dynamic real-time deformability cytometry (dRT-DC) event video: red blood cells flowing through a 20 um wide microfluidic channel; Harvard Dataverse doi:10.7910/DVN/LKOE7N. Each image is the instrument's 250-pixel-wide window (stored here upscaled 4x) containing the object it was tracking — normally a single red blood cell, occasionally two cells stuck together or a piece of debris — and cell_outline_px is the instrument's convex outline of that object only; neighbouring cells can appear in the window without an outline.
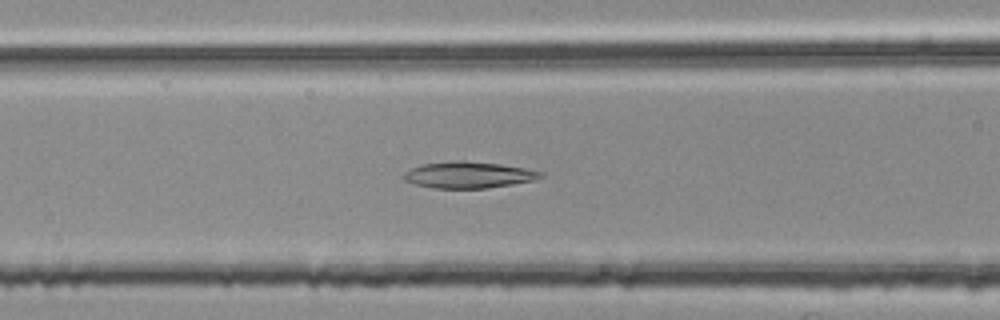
{"species": "common noctule bat (a hibernating species)", "species_latin": "Nyctalus noctula", "temperature_condition": "room temperature", "stored_images_in_passage": 40, "camera_frame_rate_fps": 3000, "um_per_image_px": 0.085, "animal": {"sex": "female", "body_mass_g": 25.1}, "frame": {"image": 1, "passage_image": 9, "time_ms": 2.667, "image_size_px": [1000, 320], "cell_outline_px": [[544, 176], [532, 180], [512, 184], [488, 188], [432, 188], [416, 184], [404, 180], [400, 176], [404, 172], [412, 168], [424, 164], [456, 160], [464, 160], [500, 164], [524, 168], [544, 172]], "centroid_in_image_um": [39.8, 14.86], "position_along_channel_um": 126.8, "area_um2": 21.04}}
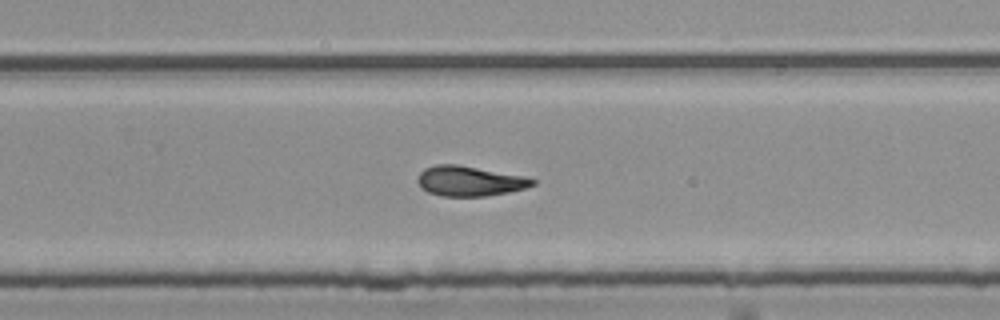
{"frame": {"image": 2, "passage_image": 22, "time_ms": 7.0, "image_size_px": [1000, 320], "cell_outline_px": [[536, 184], [524, 188], [508, 192], [488, 196], [440, 196], [428, 192], [416, 180], [420, 172], [424, 168], [436, 164], [456, 164], [524, 176], [536, 180]], "centroid_in_image_um": [39.91, 15.39], "position_along_channel_um": 289.9, "area_um2": 20.0}}
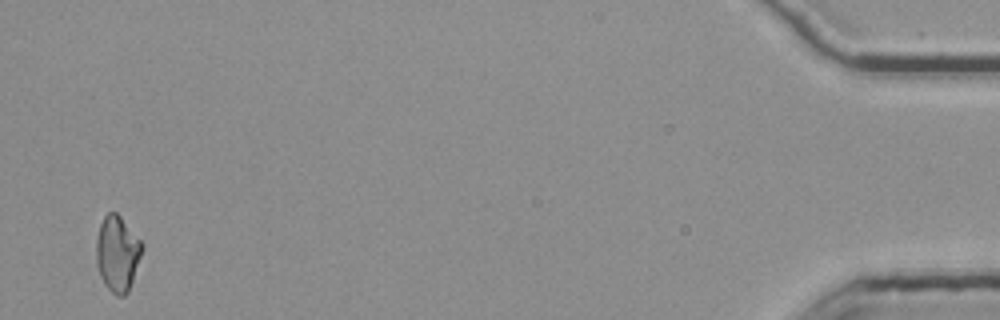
{"frame": {"image": 3, "passage_image": 40, "time_ms": 13.0, "image_size_px": [1000, 320], "cell_outline_px": [[144, 248], [128, 292], [124, 296], [116, 296], [104, 284], [100, 276], [96, 264], [96, 236], [100, 224], [104, 216], [108, 212], [116, 212], [120, 216], [144, 244]], "centroid_in_image_um": [9.97, 21.55], "position_along_channel_um": 425.2, "area_um2": 20.35}, "authors_computed_cell_mechanics": {"area_um2": 20.0566, "velocity_mm_per_s": 3.7753, "shape_relaxation_time_tau1_ms": null, "shape_relaxation_time_tau2_ms": 5.2123, "deformation_change_tau1": null, "deformation_change_tau2": 0.1148}}